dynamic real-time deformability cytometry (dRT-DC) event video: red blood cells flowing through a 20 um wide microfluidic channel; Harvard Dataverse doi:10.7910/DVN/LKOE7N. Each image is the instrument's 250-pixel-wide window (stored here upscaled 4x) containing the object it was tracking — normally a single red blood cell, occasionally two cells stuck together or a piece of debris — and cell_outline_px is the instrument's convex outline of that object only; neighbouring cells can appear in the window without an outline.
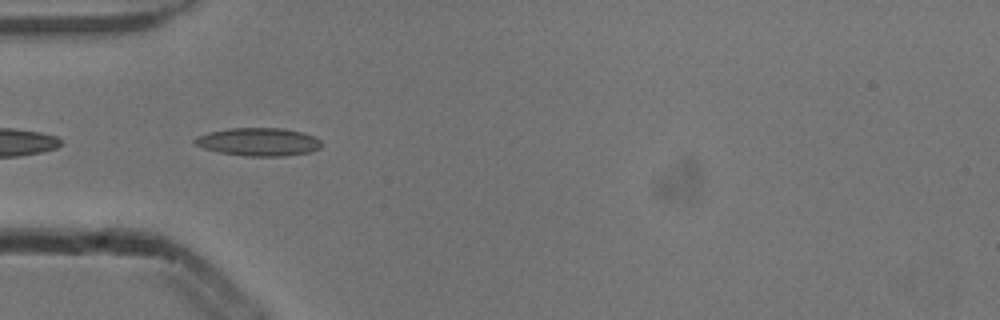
{"species": "common noctule bat (a hibernating species)", "species_latin": "Nyctalus noctula", "temperature_condition": "cold", "stored_images_in_passage": 6, "camera_frame_rate_fps": 3000, "um_per_image_px": 0.085, "animal": {"sex": "male", "body_mass_g": 13.3}, "frame": {"image": 1, "passage_image": 5, "time_ms": 1.333, "image_size_px": [1000, 320], "cell_outline_px": [[324, 144], [320, 148], [308, 152], [284, 156], [248, 156], [220, 152], [204, 148], [196, 144], [192, 140], [196, 136], [208, 132], [228, 128], [280, 128], [304, 132], [320, 140]], "centroid_in_image_um": [21.98, 12.05], "position_along_channel_um": 63.0, "area_um2": 20.69}}
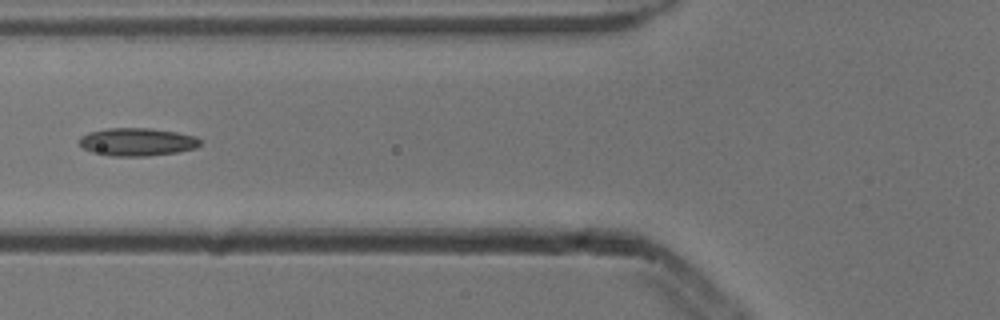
{"frame": {"image": 2, "passage_image": 6, "time_ms": 1.667, "image_size_px": [1000, 320], "cell_outline_px": [[200, 144], [196, 148], [176, 152], [148, 156], [108, 156], [92, 152], [84, 148], [80, 144], [80, 136], [88, 132], [108, 128], [148, 128], [176, 132], [196, 136], [200, 140]], "centroid_in_image_um": [11.64, 12.06], "position_along_channel_um": 114.2, "area_um2": 19.65}}